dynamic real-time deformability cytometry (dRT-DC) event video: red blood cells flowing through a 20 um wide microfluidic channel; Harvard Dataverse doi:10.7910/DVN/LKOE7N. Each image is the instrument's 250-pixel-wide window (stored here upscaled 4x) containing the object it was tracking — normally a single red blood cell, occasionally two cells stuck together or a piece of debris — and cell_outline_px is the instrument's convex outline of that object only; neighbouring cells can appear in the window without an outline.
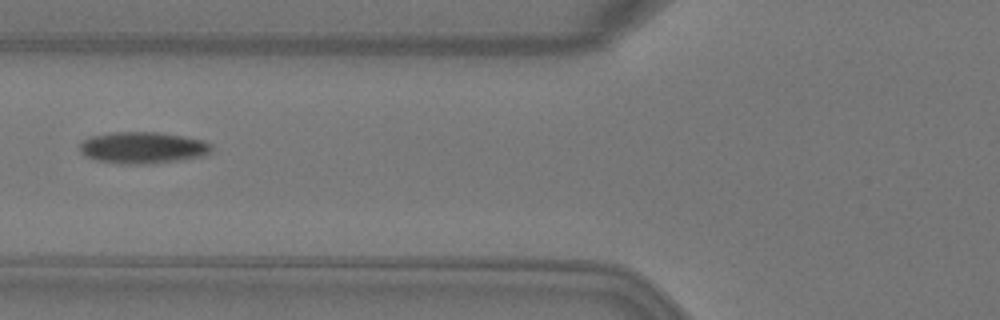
{"species": "Egyptian fruit bat (a non-hibernating species)", "species_latin": "Rousettus aegyptiacus", "temperature_condition": "warm", "stored_images_in_passage": 6, "camera_frame_rate_fps": 3000, "um_per_image_px": 0.085, "animal": {"sex": "female"}, "frame": {"image": 1, "passage_image": 5, "time_ms": 1.333, "image_size_px": [1000, 320], "cell_outline_px": [[212, 152], [200, 156], [176, 160], [140, 164], [128, 164], [96, 160], [84, 156], [80, 152], [80, 144], [88, 136], [108, 132], [160, 132], [184, 136], [204, 140], [212, 144]], "centroid_in_image_um": [12.11, 12.53], "position_along_channel_um": 113.7, "area_um2": 24.28}}